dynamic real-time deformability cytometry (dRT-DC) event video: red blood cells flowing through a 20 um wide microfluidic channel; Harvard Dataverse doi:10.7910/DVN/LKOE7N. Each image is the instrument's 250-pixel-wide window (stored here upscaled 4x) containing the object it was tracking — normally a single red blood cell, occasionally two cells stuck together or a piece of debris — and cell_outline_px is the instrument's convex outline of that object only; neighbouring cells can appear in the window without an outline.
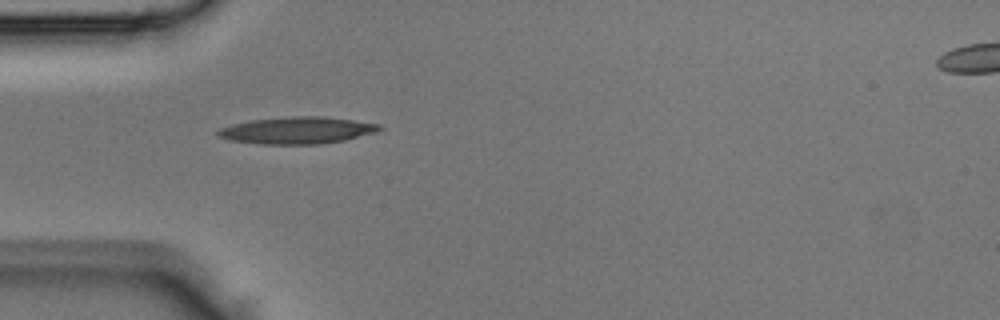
{"species": "Egyptian fruit bat (a non-hibernating species)", "species_latin": "Rousettus aegyptiacus", "temperature_condition": "room temperature", "stored_images_in_passage": 1, "camera_frame_rate_fps": 3000, "um_per_image_px": 0.085, "animal": {"sex": "male"}, "frame": {"image": 1, "passage_image": 1, "time_ms": 0.0, "image_size_px": [1000, 320], "cell_outline_px": [[384, 128], [376, 132], [344, 140], [320, 144], [260, 144], [228, 140], [216, 136], [216, 132], [220, 128], [232, 124], [252, 120], [292, 116], [320, 116], [352, 120], [380, 124]], "centroid_in_image_um": [25.23, 11.08], "position_along_channel_um": 59.8, "area_um2": 25.32}}